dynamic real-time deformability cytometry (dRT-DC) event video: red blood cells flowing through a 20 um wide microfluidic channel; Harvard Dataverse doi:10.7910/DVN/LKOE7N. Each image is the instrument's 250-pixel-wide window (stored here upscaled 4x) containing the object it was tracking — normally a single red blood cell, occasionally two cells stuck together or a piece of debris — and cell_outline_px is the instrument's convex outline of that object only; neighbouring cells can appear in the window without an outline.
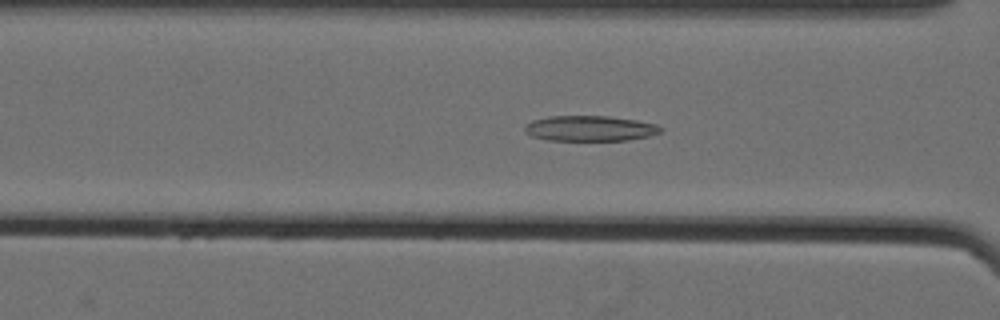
{"species": "Egyptian fruit bat (a non-hibernating species)", "species_latin": "Rousettus aegyptiacus", "temperature_condition": "cold", "stored_images_in_passage": 60, "camera_frame_rate_fps": 3000, "um_per_image_px": 0.085, "animal": {"sex": "female"}, "frame": {"image": 1, "passage_image": 28, "time_ms": 9.0, "image_size_px": [1000, 320], "cell_outline_px": [[664, 128], [660, 132], [648, 136], [628, 140], [548, 140], [532, 136], [524, 132], [524, 124], [532, 120], [548, 116], [608, 116], [636, 120], [656, 124]], "centroid_in_image_um": [50.11, 10.91], "position_along_channel_um": 116.5, "area_um2": 20.17}}
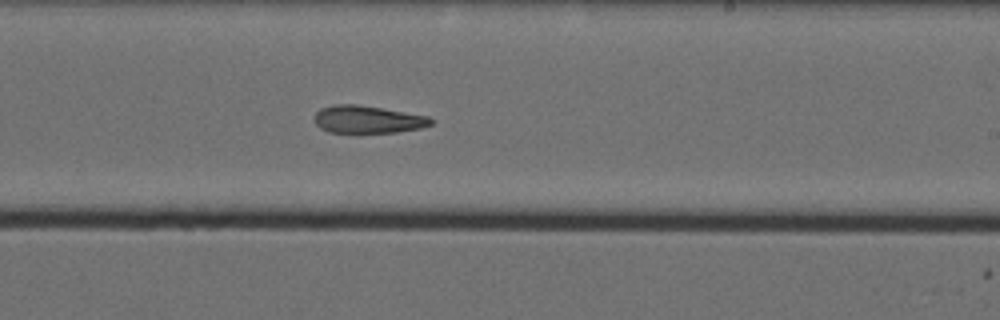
{"frame": {"image": 2, "passage_image": 40, "time_ms": 13.0, "image_size_px": [1000, 320], "cell_outline_px": [[432, 124], [420, 128], [396, 132], [328, 132], [320, 128], [316, 124], [316, 112], [320, 108], [336, 104], [356, 104], [428, 116], [432, 120]], "centroid_in_image_um": [31.23, 10.15], "position_along_channel_um": 257.8, "area_um2": 18.38}}
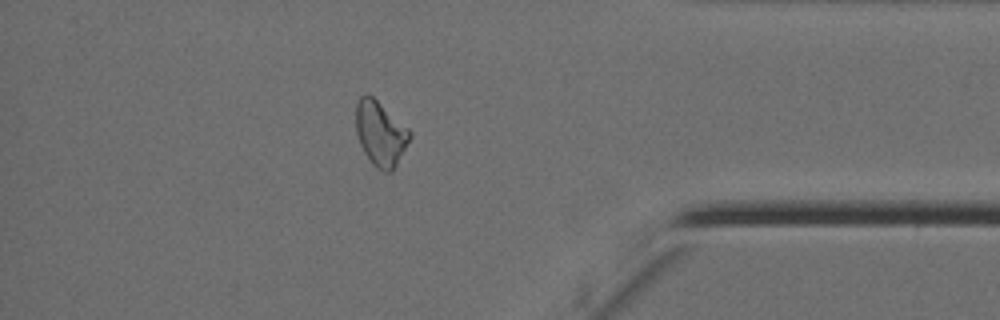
{"frame": {"image": 3, "passage_image": 54, "time_ms": 17.667, "image_size_px": [1000, 320], "cell_outline_px": [[412, 136], [392, 172], [384, 172], [376, 168], [372, 164], [364, 152], [360, 144], [356, 132], [356, 104], [360, 96], [364, 92], [368, 92], [408, 128], [412, 132]], "centroid_in_image_um": [32.33, 11.33], "position_along_channel_um": 402.9, "area_um2": 20.4}, "authors_computed_cell_mechanics": {"area_um2": 21.2415, "velocity_mm_per_s": 3.5291, "shape_relaxation_time_tau1_ms": null, "shape_relaxation_time_tau2_ms": 2.1759, "deformation_change_tau1": null, "deformation_change_tau2": 0.0968}}